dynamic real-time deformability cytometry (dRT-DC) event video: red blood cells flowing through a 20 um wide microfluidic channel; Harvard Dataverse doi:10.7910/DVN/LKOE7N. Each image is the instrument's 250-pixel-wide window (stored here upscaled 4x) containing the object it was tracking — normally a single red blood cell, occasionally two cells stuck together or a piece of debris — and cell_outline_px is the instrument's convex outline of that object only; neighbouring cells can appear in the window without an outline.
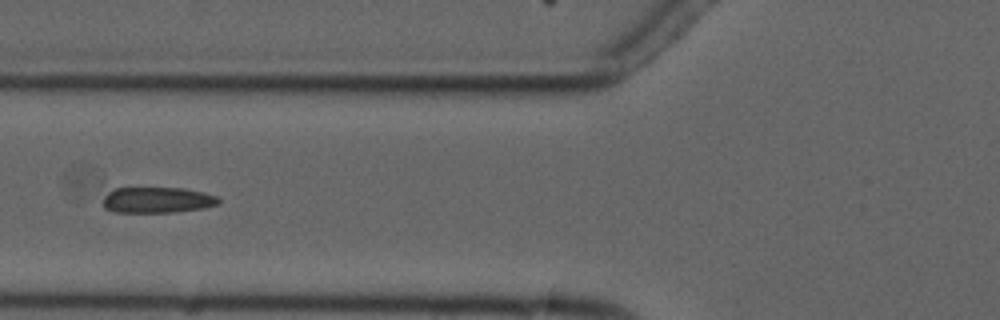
{"species": "common noctule bat (a hibernating species)", "species_latin": "Nyctalus noctula", "temperature_condition": "cold", "stored_images_in_passage": 7, "camera_frame_rate_fps": 3000, "um_per_image_px": 0.085, "animal": {"sex": "male", "forearm_length_mm": 52.5}, "frame": {"image": 1, "passage_image": 7, "time_ms": 7.0, "image_size_px": [1000, 320], "cell_outline_px": [[220, 204], [204, 208], [176, 212], [116, 212], [104, 208], [104, 188], [184, 188], [204, 192], [216, 196], [220, 200]], "centroid_in_image_um": [13.33, 16.99], "position_along_channel_um": 112.5, "area_um2": 17.74}}